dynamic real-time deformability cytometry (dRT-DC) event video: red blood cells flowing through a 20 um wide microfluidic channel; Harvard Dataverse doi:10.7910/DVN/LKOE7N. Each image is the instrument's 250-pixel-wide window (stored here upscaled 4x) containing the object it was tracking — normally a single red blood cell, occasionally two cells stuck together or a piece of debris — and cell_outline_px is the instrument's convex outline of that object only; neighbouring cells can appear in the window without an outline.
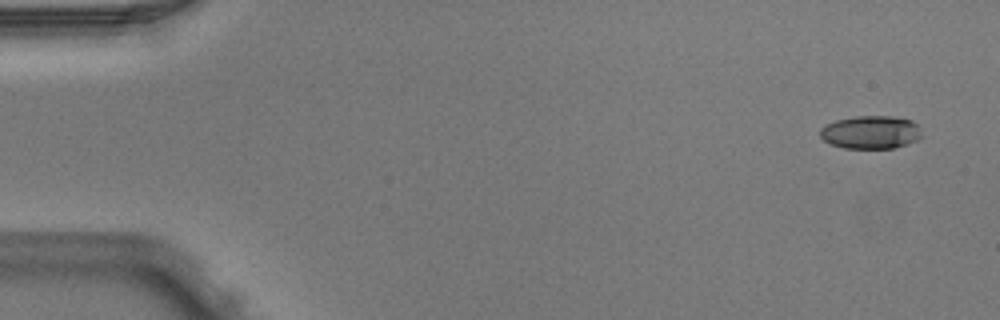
{"species": "Egyptian fruit bat (a non-hibernating species)", "species_latin": "Rousettus aegyptiacus", "temperature_condition": "warm", "stored_images_in_passage": 6, "camera_frame_rate_fps": 3000, "um_per_image_px": 0.085, "animal": {"sex": "male"}, "frame": {"image": 1, "passage_image": 1, "time_ms": 0.0, "image_size_px": [1000, 320], "cell_outline_px": [[920, 136], [916, 140], [892, 148], [844, 148], [832, 144], [824, 140], [820, 136], [820, 128], [836, 120], [856, 116], [892, 116], [912, 120], [920, 128]], "centroid_in_image_um": [74.0, 11.23], "position_along_channel_um": 11.0, "area_um2": 19.36}}
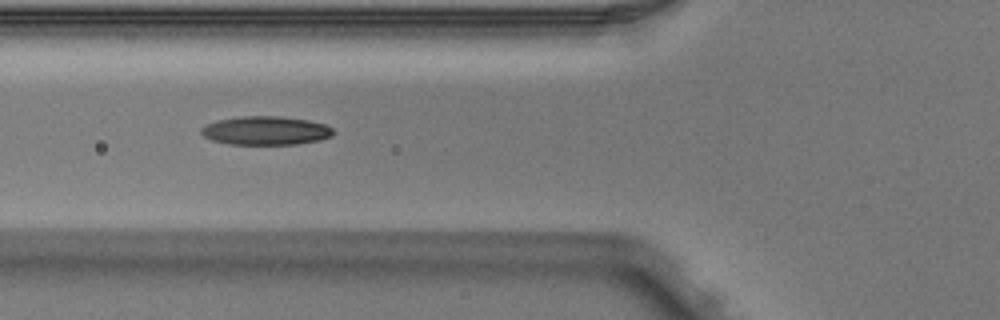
{"frame": {"image": 2, "passage_image": 5, "time_ms": 1.333, "image_size_px": [1000, 320], "cell_outline_px": [[336, 132], [332, 136], [320, 140], [296, 144], [228, 144], [212, 140], [204, 136], [200, 132], [200, 128], [204, 124], [216, 120], [240, 116], [280, 116], [308, 120], [324, 124], [332, 128]], "centroid_in_image_um": [22.57, 11.09], "position_along_channel_um": 103.2, "area_um2": 22.25}}
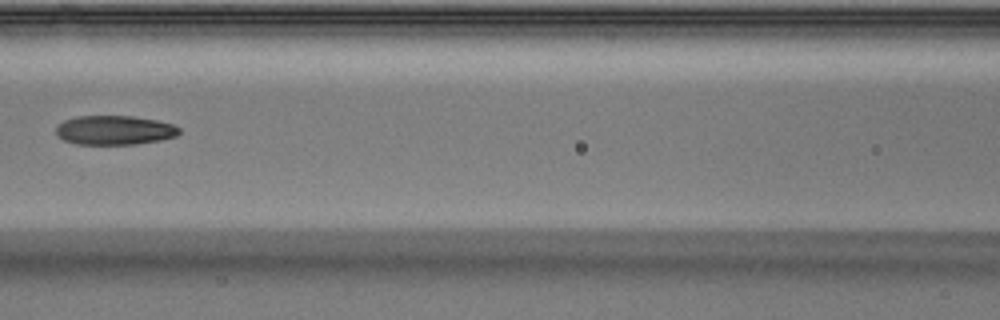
{"frame": {"image": 3, "passage_image": 6, "time_ms": 1.667, "image_size_px": [1000, 320], "cell_outline_px": [[180, 132], [176, 136], [160, 140], [136, 144], [76, 144], [64, 140], [56, 132], [56, 124], [64, 120], [76, 116], [132, 116], [156, 120], [172, 124], [180, 128]], "centroid_in_image_um": [9.72, 11.06], "position_along_channel_um": 156.9, "area_um2": 20.98}}